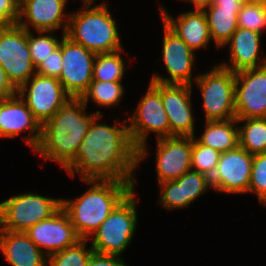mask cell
Masks as SVG:
<instances>
[{
  "label": "cell",
  "mask_w": 266,
  "mask_h": 266,
  "mask_svg": "<svg viewBox=\"0 0 266 266\" xmlns=\"http://www.w3.org/2000/svg\"><path fill=\"white\" fill-rule=\"evenodd\" d=\"M98 115L78 146L75 161L65 170L70 177L75 173L81 180H124L135 186L134 174L138 167V150L132 143L127 120L114 125L99 123Z\"/></svg>",
  "instance_id": "cell-1"
},
{
  "label": "cell",
  "mask_w": 266,
  "mask_h": 266,
  "mask_svg": "<svg viewBox=\"0 0 266 266\" xmlns=\"http://www.w3.org/2000/svg\"><path fill=\"white\" fill-rule=\"evenodd\" d=\"M87 106L81 98H70L42 124L40 141L34 151L66 170L75 161L78 146L93 120L101 115L99 110L87 113Z\"/></svg>",
  "instance_id": "cell-2"
},
{
  "label": "cell",
  "mask_w": 266,
  "mask_h": 266,
  "mask_svg": "<svg viewBox=\"0 0 266 266\" xmlns=\"http://www.w3.org/2000/svg\"><path fill=\"white\" fill-rule=\"evenodd\" d=\"M91 187L76 199H61V207L81 239H88L116 205L134 188L124 180H83Z\"/></svg>",
  "instance_id": "cell-3"
},
{
  "label": "cell",
  "mask_w": 266,
  "mask_h": 266,
  "mask_svg": "<svg viewBox=\"0 0 266 266\" xmlns=\"http://www.w3.org/2000/svg\"><path fill=\"white\" fill-rule=\"evenodd\" d=\"M84 9L70 13L65 36L95 54L123 49L117 22L106 3L92 6L94 0H81Z\"/></svg>",
  "instance_id": "cell-4"
},
{
  "label": "cell",
  "mask_w": 266,
  "mask_h": 266,
  "mask_svg": "<svg viewBox=\"0 0 266 266\" xmlns=\"http://www.w3.org/2000/svg\"><path fill=\"white\" fill-rule=\"evenodd\" d=\"M134 189L116 205L92 234L94 237L91 238V247L95 253L121 256L131 243L138 222V201Z\"/></svg>",
  "instance_id": "cell-5"
},
{
  "label": "cell",
  "mask_w": 266,
  "mask_h": 266,
  "mask_svg": "<svg viewBox=\"0 0 266 266\" xmlns=\"http://www.w3.org/2000/svg\"><path fill=\"white\" fill-rule=\"evenodd\" d=\"M126 120L132 143L138 150L139 166L148 153L146 140L150 132L156 133V140L170 137V125L161 93L151 83L132 117Z\"/></svg>",
  "instance_id": "cell-6"
},
{
  "label": "cell",
  "mask_w": 266,
  "mask_h": 266,
  "mask_svg": "<svg viewBox=\"0 0 266 266\" xmlns=\"http://www.w3.org/2000/svg\"><path fill=\"white\" fill-rule=\"evenodd\" d=\"M202 94L205 121H226L236 118L235 72L215 65L204 74L195 75Z\"/></svg>",
  "instance_id": "cell-7"
},
{
  "label": "cell",
  "mask_w": 266,
  "mask_h": 266,
  "mask_svg": "<svg viewBox=\"0 0 266 266\" xmlns=\"http://www.w3.org/2000/svg\"><path fill=\"white\" fill-rule=\"evenodd\" d=\"M61 199L31 192L13 195L0 203V229L25 232L52 216L61 207Z\"/></svg>",
  "instance_id": "cell-8"
},
{
  "label": "cell",
  "mask_w": 266,
  "mask_h": 266,
  "mask_svg": "<svg viewBox=\"0 0 266 266\" xmlns=\"http://www.w3.org/2000/svg\"><path fill=\"white\" fill-rule=\"evenodd\" d=\"M0 65L16 90L36 74L28 45V31L18 24L0 29Z\"/></svg>",
  "instance_id": "cell-9"
},
{
  "label": "cell",
  "mask_w": 266,
  "mask_h": 266,
  "mask_svg": "<svg viewBox=\"0 0 266 266\" xmlns=\"http://www.w3.org/2000/svg\"><path fill=\"white\" fill-rule=\"evenodd\" d=\"M60 49L62 69L58 79L71 98H81L92 82L97 54L72 42L65 34L62 35Z\"/></svg>",
  "instance_id": "cell-10"
},
{
  "label": "cell",
  "mask_w": 266,
  "mask_h": 266,
  "mask_svg": "<svg viewBox=\"0 0 266 266\" xmlns=\"http://www.w3.org/2000/svg\"><path fill=\"white\" fill-rule=\"evenodd\" d=\"M17 93L41 125L71 98L58 78L41 76L37 73L19 88Z\"/></svg>",
  "instance_id": "cell-11"
},
{
  "label": "cell",
  "mask_w": 266,
  "mask_h": 266,
  "mask_svg": "<svg viewBox=\"0 0 266 266\" xmlns=\"http://www.w3.org/2000/svg\"><path fill=\"white\" fill-rule=\"evenodd\" d=\"M236 119L266 118V65L235 72Z\"/></svg>",
  "instance_id": "cell-12"
},
{
  "label": "cell",
  "mask_w": 266,
  "mask_h": 266,
  "mask_svg": "<svg viewBox=\"0 0 266 266\" xmlns=\"http://www.w3.org/2000/svg\"><path fill=\"white\" fill-rule=\"evenodd\" d=\"M253 156L239 145L221 153L210 178L212 189L229 194L248 193Z\"/></svg>",
  "instance_id": "cell-13"
},
{
  "label": "cell",
  "mask_w": 266,
  "mask_h": 266,
  "mask_svg": "<svg viewBox=\"0 0 266 266\" xmlns=\"http://www.w3.org/2000/svg\"><path fill=\"white\" fill-rule=\"evenodd\" d=\"M160 93L170 125V137L195 135L191 94L193 86L150 82Z\"/></svg>",
  "instance_id": "cell-14"
},
{
  "label": "cell",
  "mask_w": 266,
  "mask_h": 266,
  "mask_svg": "<svg viewBox=\"0 0 266 266\" xmlns=\"http://www.w3.org/2000/svg\"><path fill=\"white\" fill-rule=\"evenodd\" d=\"M163 33L162 60L169 77L154 74L150 82L193 86L192 72L196 53L164 23Z\"/></svg>",
  "instance_id": "cell-15"
},
{
  "label": "cell",
  "mask_w": 266,
  "mask_h": 266,
  "mask_svg": "<svg viewBox=\"0 0 266 266\" xmlns=\"http://www.w3.org/2000/svg\"><path fill=\"white\" fill-rule=\"evenodd\" d=\"M25 232L47 257L81 240L62 207Z\"/></svg>",
  "instance_id": "cell-16"
},
{
  "label": "cell",
  "mask_w": 266,
  "mask_h": 266,
  "mask_svg": "<svg viewBox=\"0 0 266 266\" xmlns=\"http://www.w3.org/2000/svg\"><path fill=\"white\" fill-rule=\"evenodd\" d=\"M41 128L42 125L18 93L13 97L0 99V138L13 139L29 129V135L24 136L23 140L35 150L40 141Z\"/></svg>",
  "instance_id": "cell-17"
},
{
  "label": "cell",
  "mask_w": 266,
  "mask_h": 266,
  "mask_svg": "<svg viewBox=\"0 0 266 266\" xmlns=\"http://www.w3.org/2000/svg\"><path fill=\"white\" fill-rule=\"evenodd\" d=\"M156 141L155 157L158 184L176 180L192 170V136H172Z\"/></svg>",
  "instance_id": "cell-18"
},
{
  "label": "cell",
  "mask_w": 266,
  "mask_h": 266,
  "mask_svg": "<svg viewBox=\"0 0 266 266\" xmlns=\"http://www.w3.org/2000/svg\"><path fill=\"white\" fill-rule=\"evenodd\" d=\"M67 0H20L17 24L30 31L33 26L37 31H51L62 28L66 33L70 14L66 10ZM23 17L24 20H23Z\"/></svg>",
  "instance_id": "cell-19"
},
{
  "label": "cell",
  "mask_w": 266,
  "mask_h": 266,
  "mask_svg": "<svg viewBox=\"0 0 266 266\" xmlns=\"http://www.w3.org/2000/svg\"><path fill=\"white\" fill-rule=\"evenodd\" d=\"M161 189L160 203L168 210L181 209L210 189V178L200 172L190 170L176 180L158 184Z\"/></svg>",
  "instance_id": "cell-20"
},
{
  "label": "cell",
  "mask_w": 266,
  "mask_h": 266,
  "mask_svg": "<svg viewBox=\"0 0 266 266\" xmlns=\"http://www.w3.org/2000/svg\"><path fill=\"white\" fill-rule=\"evenodd\" d=\"M162 22L172 30L187 46L194 52L206 48L212 40L206 14L203 10H189L180 13L179 16L171 17L169 13L160 6Z\"/></svg>",
  "instance_id": "cell-21"
},
{
  "label": "cell",
  "mask_w": 266,
  "mask_h": 266,
  "mask_svg": "<svg viewBox=\"0 0 266 266\" xmlns=\"http://www.w3.org/2000/svg\"><path fill=\"white\" fill-rule=\"evenodd\" d=\"M261 33L238 27L225 44L230 50V64L223 62L221 67L238 72L249 68H259L266 65V56H260Z\"/></svg>",
  "instance_id": "cell-22"
},
{
  "label": "cell",
  "mask_w": 266,
  "mask_h": 266,
  "mask_svg": "<svg viewBox=\"0 0 266 266\" xmlns=\"http://www.w3.org/2000/svg\"><path fill=\"white\" fill-rule=\"evenodd\" d=\"M0 252L12 266H47L48 257L26 232L0 229Z\"/></svg>",
  "instance_id": "cell-23"
},
{
  "label": "cell",
  "mask_w": 266,
  "mask_h": 266,
  "mask_svg": "<svg viewBox=\"0 0 266 266\" xmlns=\"http://www.w3.org/2000/svg\"><path fill=\"white\" fill-rule=\"evenodd\" d=\"M205 123L204 132L196 139L199 143L216 149L220 153L232 150L239 145L236 118L226 121H205Z\"/></svg>",
  "instance_id": "cell-24"
},
{
  "label": "cell",
  "mask_w": 266,
  "mask_h": 266,
  "mask_svg": "<svg viewBox=\"0 0 266 266\" xmlns=\"http://www.w3.org/2000/svg\"><path fill=\"white\" fill-rule=\"evenodd\" d=\"M240 10L221 8L214 3L203 9L207 17L211 38L217 48H223L238 29Z\"/></svg>",
  "instance_id": "cell-25"
},
{
  "label": "cell",
  "mask_w": 266,
  "mask_h": 266,
  "mask_svg": "<svg viewBox=\"0 0 266 266\" xmlns=\"http://www.w3.org/2000/svg\"><path fill=\"white\" fill-rule=\"evenodd\" d=\"M239 146L250 154L266 153V118L237 119Z\"/></svg>",
  "instance_id": "cell-26"
},
{
  "label": "cell",
  "mask_w": 266,
  "mask_h": 266,
  "mask_svg": "<svg viewBox=\"0 0 266 266\" xmlns=\"http://www.w3.org/2000/svg\"><path fill=\"white\" fill-rule=\"evenodd\" d=\"M123 87L121 81H92L81 99L86 105L91 98L99 107H115L124 95Z\"/></svg>",
  "instance_id": "cell-27"
},
{
  "label": "cell",
  "mask_w": 266,
  "mask_h": 266,
  "mask_svg": "<svg viewBox=\"0 0 266 266\" xmlns=\"http://www.w3.org/2000/svg\"><path fill=\"white\" fill-rule=\"evenodd\" d=\"M125 50L113 53L97 54L93 65L92 81H122L125 74V62L121 56Z\"/></svg>",
  "instance_id": "cell-28"
},
{
  "label": "cell",
  "mask_w": 266,
  "mask_h": 266,
  "mask_svg": "<svg viewBox=\"0 0 266 266\" xmlns=\"http://www.w3.org/2000/svg\"><path fill=\"white\" fill-rule=\"evenodd\" d=\"M88 239H81L76 244L48 256L47 266H86L92 247L87 249Z\"/></svg>",
  "instance_id": "cell-29"
},
{
  "label": "cell",
  "mask_w": 266,
  "mask_h": 266,
  "mask_svg": "<svg viewBox=\"0 0 266 266\" xmlns=\"http://www.w3.org/2000/svg\"><path fill=\"white\" fill-rule=\"evenodd\" d=\"M220 154L218 150L199 143L195 136L192 137L191 169L193 171L211 178L218 165Z\"/></svg>",
  "instance_id": "cell-30"
},
{
  "label": "cell",
  "mask_w": 266,
  "mask_h": 266,
  "mask_svg": "<svg viewBox=\"0 0 266 266\" xmlns=\"http://www.w3.org/2000/svg\"><path fill=\"white\" fill-rule=\"evenodd\" d=\"M238 27L262 34L266 30V4L246 0L238 13Z\"/></svg>",
  "instance_id": "cell-31"
},
{
  "label": "cell",
  "mask_w": 266,
  "mask_h": 266,
  "mask_svg": "<svg viewBox=\"0 0 266 266\" xmlns=\"http://www.w3.org/2000/svg\"><path fill=\"white\" fill-rule=\"evenodd\" d=\"M38 36L32 34V31H28V45L31 54V59L34 66L37 68L43 59H46L52 51H54L60 44L61 39H56L51 31H47L48 34L44 35L46 31H37Z\"/></svg>",
  "instance_id": "cell-32"
},
{
  "label": "cell",
  "mask_w": 266,
  "mask_h": 266,
  "mask_svg": "<svg viewBox=\"0 0 266 266\" xmlns=\"http://www.w3.org/2000/svg\"><path fill=\"white\" fill-rule=\"evenodd\" d=\"M248 193H255L259 204L266 200V153L253 156Z\"/></svg>",
  "instance_id": "cell-33"
},
{
  "label": "cell",
  "mask_w": 266,
  "mask_h": 266,
  "mask_svg": "<svg viewBox=\"0 0 266 266\" xmlns=\"http://www.w3.org/2000/svg\"><path fill=\"white\" fill-rule=\"evenodd\" d=\"M62 69V53L59 46L36 68L41 76L59 78Z\"/></svg>",
  "instance_id": "cell-34"
},
{
  "label": "cell",
  "mask_w": 266,
  "mask_h": 266,
  "mask_svg": "<svg viewBox=\"0 0 266 266\" xmlns=\"http://www.w3.org/2000/svg\"><path fill=\"white\" fill-rule=\"evenodd\" d=\"M20 0H0V19L6 25H17Z\"/></svg>",
  "instance_id": "cell-35"
},
{
  "label": "cell",
  "mask_w": 266,
  "mask_h": 266,
  "mask_svg": "<svg viewBox=\"0 0 266 266\" xmlns=\"http://www.w3.org/2000/svg\"><path fill=\"white\" fill-rule=\"evenodd\" d=\"M86 266H128L121 256L117 255H102L93 252Z\"/></svg>",
  "instance_id": "cell-36"
},
{
  "label": "cell",
  "mask_w": 266,
  "mask_h": 266,
  "mask_svg": "<svg viewBox=\"0 0 266 266\" xmlns=\"http://www.w3.org/2000/svg\"><path fill=\"white\" fill-rule=\"evenodd\" d=\"M17 94V90L9 82L7 75L0 65V99L13 97Z\"/></svg>",
  "instance_id": "cell-37"
},
{
  "label": "cell",
  "mask_w": 266,
  "mask_h": 266,
  "mask_svg": "<svg viewBox=\"0 0 266 266\" xmlns=\"http://www.w3.org/2000/svg\"><path fill=\"white\" fill-rule=\"evenodd\" d=\"M246 0H217L214 4L221 8L241 9Z\"/></svg>",
  "instance_id": "cell-38"
},
{
  "label": "cell",
  "mask_w": 266,
  "mask_h": 266,
  "mask_svg": "<svg viewBox=\"0 0 266 266\" xmlns=\"http://www.w3.org/2000/svg\"><path fill=\"white\" fill-rule=\"evenodd\" d=\"M182 1H187L190 4H194V9L197 10H203L204 8L210 6L212 4V0H182Z\"/></svg>",
  "instance_id": "cell-39"
},
{
  "label": "cell",
  "mask_w": 266,
  "mask_h": 266,
  "mask_svg": "<svg viewBox=\"0 0 266 266\" xmlns=\"http://www.w3.org/2000/svg\"><path fill=\"white\" fill-rule=\"evenodd\" d=\"M7 25L0 19V29L5 28Z\"/></svg>",
  "instance_id": "cell-40"
},
{
  "label": "cell",
  "mask_w": 266,
  "mask_h": 266,
  "mask_svg": "<svg viewBox=\"0 0 266 266\" xmlns=\"http://www.w3.org/2000/svg\"><path fill=\"white\" fill-rule=\"evenodd\" d=\"M247 1H253V2L265 3L266 4V0H247Z\"/></svg>",
  "instance_id": "cell-41"
}]
</instances>
